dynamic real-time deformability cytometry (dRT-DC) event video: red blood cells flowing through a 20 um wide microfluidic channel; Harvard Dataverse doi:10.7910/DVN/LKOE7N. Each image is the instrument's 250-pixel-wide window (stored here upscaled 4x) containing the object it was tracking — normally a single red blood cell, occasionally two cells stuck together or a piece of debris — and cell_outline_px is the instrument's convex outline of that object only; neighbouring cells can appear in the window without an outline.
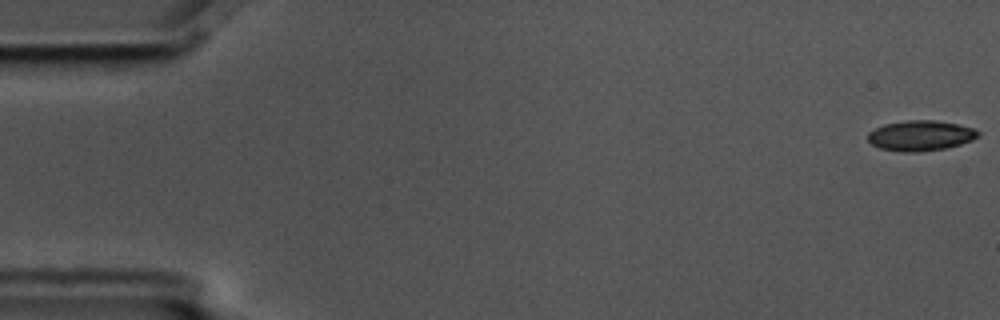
{"species": "common noctule bat (a hibernating species)", "species_latin": "Nyctalus noctula", "temperature_condition": "cold", "stored_images_in_passage": 6, "camera_frame_rate_fps": 3000, "um_per_image_px": 0.085, "animal": {"sex": "male", "body_mass_g": 17.5, "forearm_length_mm": 52.3}, "frame": {"image": 1, "passage_image": 1, "time_ms": 0.0, "image_size_px": [1000, 320], "cell_outline_px": [[980, 136], [972, 140], [948, 148], [916, 152], [904, 152], [880, 148], [872, 144], [868, 140], [868, 132], [884, 124], [908, 120], [936, 120], [960, 124], [972, 128], [980, 132]], "centroid_in_image_um": [78.27, 11.52], "position_along_channel_um": 6.7, "area_um2": 19.54}}
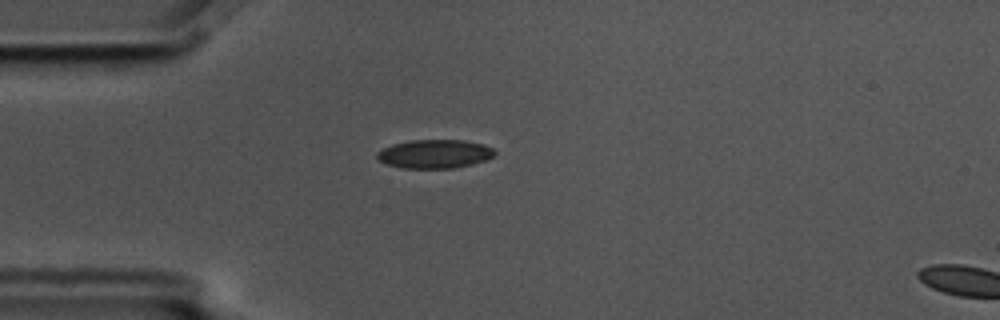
{"frame": {"image": 2, "passage_image": 5, "time_ms": 1.333, "image_size_px": [1000, 320], "cell_outline_px": [[496, 152], [492, 156], [484, 160], [472, 164], [452, 168], [404, 168], [388, 164], [380, 160], [376, 156], [376, 152], [392, 144], [412, 140], [464, 140], [484, 144], [492, 148]], "centroid_in_image_um": [36.94, 13.07], "position_along_channel_um": 48.1, "area_um2": 19.48}}